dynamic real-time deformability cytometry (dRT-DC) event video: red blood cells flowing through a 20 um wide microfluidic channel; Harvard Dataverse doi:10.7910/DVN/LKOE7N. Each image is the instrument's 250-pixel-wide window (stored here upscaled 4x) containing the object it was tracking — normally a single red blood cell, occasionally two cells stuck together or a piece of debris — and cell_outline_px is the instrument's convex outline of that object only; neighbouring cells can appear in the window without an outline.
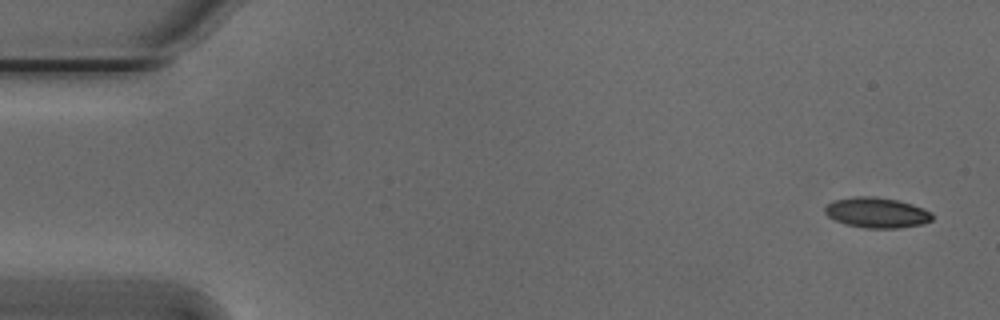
{"species": "Egyptian fruit bat (a non-hibernating species)", "species_latin": "Rousettus aegyptiacus", "temperature_condition": "cold", "stored_images_in_passage": 54, "camera_frame_rate_fps": 3000, "um_per_image_px": 0.085, "animal": {"sex": "male"}, "frame": {"image": 1, "passage_image": 3, "time_ms": 0.667, "image_size_px": [1000, 320], "cell_outline_px": [[932, 220], [920, 224], [896, 228], [864, 228], [844, 224], [828, 216], [824, 212], [824, 208], [832, 200], [852, 196], [876, 196], [896, 200], [912, 204], [924, 208], [932, 212]], "centroid_in_image_um": [74.49, 18.06], "position_along_channel_um": 10.5, "area_um2": 19.07}}
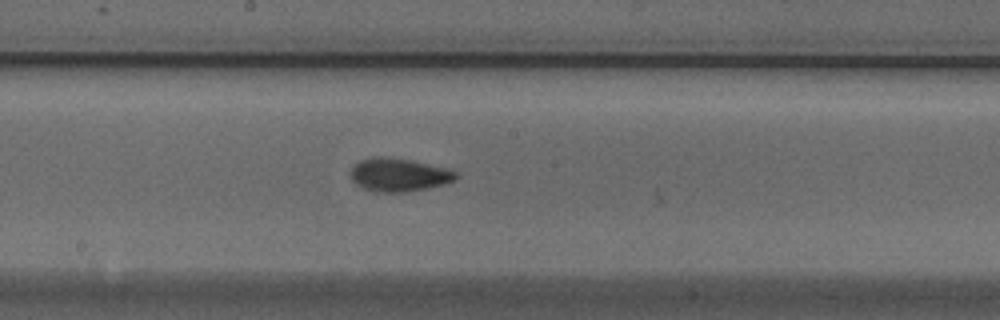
{"frame": {"image": 2, "passage_image": 29, "time_ms": 9.333, "image_size_px": [1000, 320], "cell_outline_px": [[460, 176], [456, 180], [444, 184], [428, 188], [404, 192], [376, 192], [364, 188], [356, 184], [352, 180], [352, 168], [360, 160], [380, 156], [408, 160], [448, 168], [456, 172]], "centroid_in_image_um": [33.95, 14.87], "position_along_channel_um": 214.3, "area_um2": 20.17}}
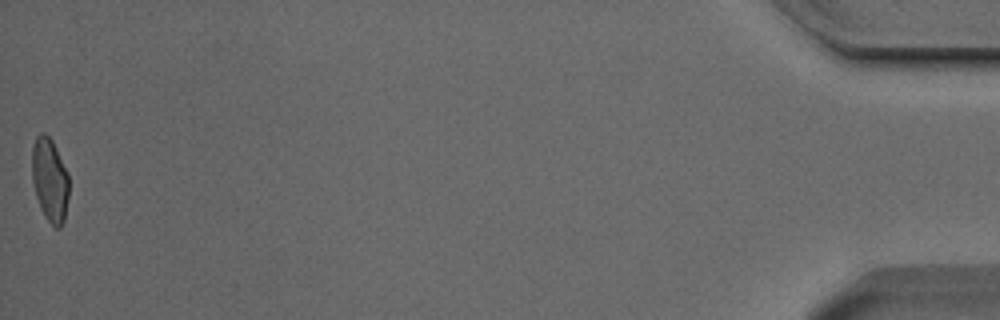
{"frame": {"image": 3, "passage_image": 54, "time_ms": 17.667, "image_size_px": [1000, 320], "cell_outline_px": [[68, 196], [64, 220], [60, 228], [56, 228], [44, 216], [40, 208], [36, 196], [32, 180], [32, 148], [36, 136], [40, 132], [44, 132], [52, 140], [68, 172]], "centroid_in_image_um": [4.22, 15.27], "position_along_channel_um": 431.0, "area_um2": 18.03}, "authors_computed_cell_mechanics": {"area_um2": 19.0162, "velocity_mm_per_s": 3.8378, "shape_relaxation_time_tau1_ms": 5.5033, "shape_relaxation_time_tau2_ms": 1.2021, "deformation_change_tau1": 0.1441, "deformation_change_tau2": 0.066}}